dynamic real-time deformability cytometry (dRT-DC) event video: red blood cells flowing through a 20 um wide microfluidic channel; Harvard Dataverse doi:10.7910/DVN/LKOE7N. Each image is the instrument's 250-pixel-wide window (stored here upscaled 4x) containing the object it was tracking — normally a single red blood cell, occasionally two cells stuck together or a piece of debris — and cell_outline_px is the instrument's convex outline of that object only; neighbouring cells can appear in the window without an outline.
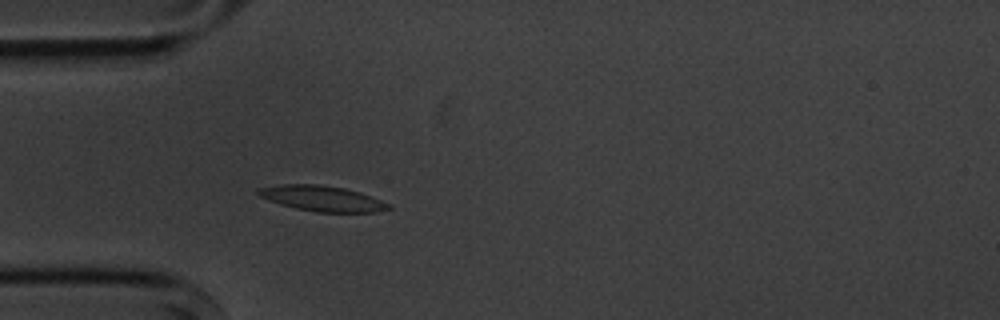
{"species": "common noctule bat (a hibernating species)", "species_latin": "Nyctalus noctula", "temperature_condition": "cold", "stored_images_in_passage": 4, "camera_frame_rate_fps": 3000, "um_per_image_px": 0.085, "animal": {"sex": "male", "body_mass_g": 20.1, "forearm_length_mm": 53.5}, "frame": {"image": 1, "passage_image": 4, "time_ms": 3.667, "image_size_px": [1000, 320], "cell_outline_px": [[392, 208], [376, 212], [316, 212], [296, 208], [260, 196], [256, 192], [256, 188], [284, 184], [316, 184], [344, 188], [360, 192], [392, 204]], "centroid_in_image_um": [27.45, 16.87], "position_along_channel_um": 57.6, "area_um2": 19.13}}